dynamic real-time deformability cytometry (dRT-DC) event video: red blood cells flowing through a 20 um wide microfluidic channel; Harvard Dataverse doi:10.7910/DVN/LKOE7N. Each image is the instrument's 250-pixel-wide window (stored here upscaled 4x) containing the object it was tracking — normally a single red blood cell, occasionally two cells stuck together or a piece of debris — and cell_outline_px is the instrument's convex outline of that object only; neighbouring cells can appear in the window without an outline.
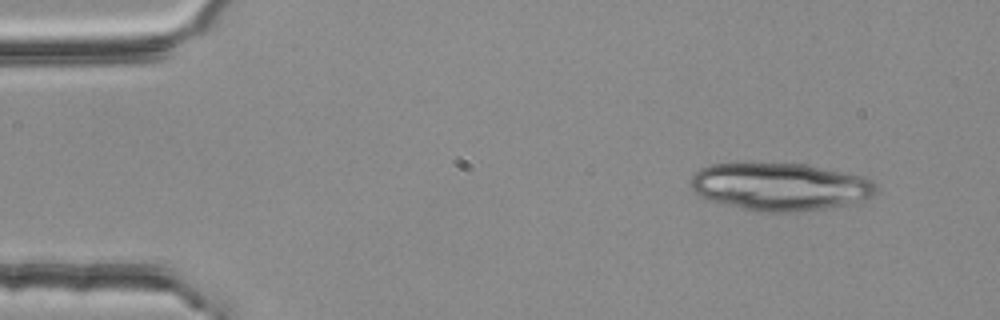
{"species": "common noctule bat (a hibernating species)", "species_latin": "Nyctalus noctula", "temperature_condition": "room temperature", "stored_images_in_passage": 2, "camera_frame_rate_fps": 3000, "um_per_image_px": 0.085, "animal": {"sex": "female", "body_mass_g": 25.1}, "frame": {"image": 1, "passage_image": 1, "time_ms": 0.0, "image_size_px": [1000, 320], "cell_outline_px": [[876, 192], [872, 196], [844, 204], [824, 208], [800, 212], [760, 212], [708, 200], [700, 196], [688, 184], [692, 176], [700, 168], [712, 164], [736, 160], [748, 160], [804, 164], [860, 176], [872, 180], [876, 184]], "centroid_in_image_um": [66.18, 15.82], "position_along_channel_um": 18.8, "area_um2": 52.31}}